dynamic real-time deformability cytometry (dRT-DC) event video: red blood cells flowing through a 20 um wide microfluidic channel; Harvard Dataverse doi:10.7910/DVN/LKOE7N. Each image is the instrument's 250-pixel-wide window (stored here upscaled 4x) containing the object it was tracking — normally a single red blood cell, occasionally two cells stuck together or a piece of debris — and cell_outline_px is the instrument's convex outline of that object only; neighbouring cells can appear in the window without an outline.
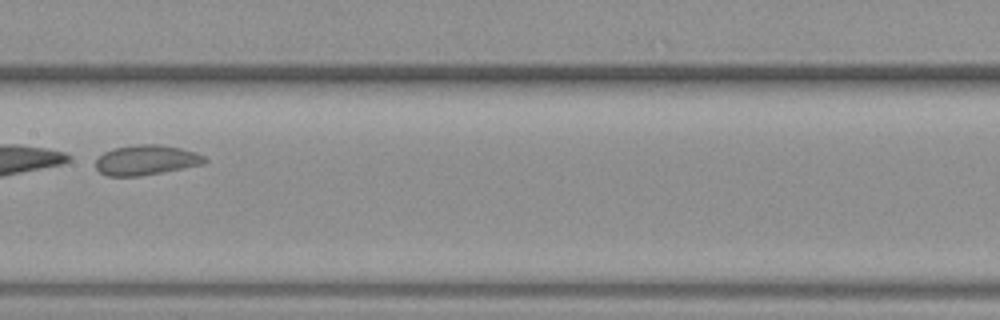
{"species": "common noctule bat (a hibernating species)", "species_latin": "Nyctalus noctula", "temperature_condition": "warm", "stored_images_in_passage": 6, "camera_frame_rate_fps": 3000, "um_per_image_px": 0.085, "animal": {"sex": "female", "body_mass_g": 19.3, "forearm_length_mm": 54.1}, "frame": {"image": 1, "passage_image": 5, "time_ms": 1.333, "image_size_px": [1000, 320], "cell_outline_px": [[208, 160], [200, 164], [160, 172], [136, 176], [108, 176], [100, 172], [96, 168], [96, 160], [104, 152], [112, 148], [136, 144], [160, 144], [180, 148], [196, 152], [204, 156]], "centroid_in_image_um": [12.39, 13.58], "position_along_channel_um": 195.0, "area_um2": 18.79}}
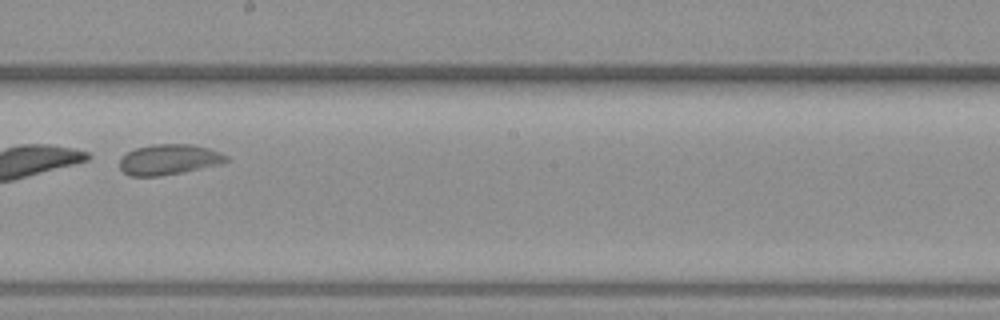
{"frame": {"image": 2, "passage_image": 6, "time_ms": 1.667, "image_size_px": [1000, 320], "cell_outline_px": [[228, 160], [220, 164], [184, 172], [160, 176], [128, 176], [120, 168], [120, 160], [128, 152], [136, 148], [152, 144], [192, 144], [208, 148], [220, 152], [228, 156]], "centroid_in_image_um": [14.37, 13.56], "position_along_channel_um": 233.8, "area_um2": 18.9}}